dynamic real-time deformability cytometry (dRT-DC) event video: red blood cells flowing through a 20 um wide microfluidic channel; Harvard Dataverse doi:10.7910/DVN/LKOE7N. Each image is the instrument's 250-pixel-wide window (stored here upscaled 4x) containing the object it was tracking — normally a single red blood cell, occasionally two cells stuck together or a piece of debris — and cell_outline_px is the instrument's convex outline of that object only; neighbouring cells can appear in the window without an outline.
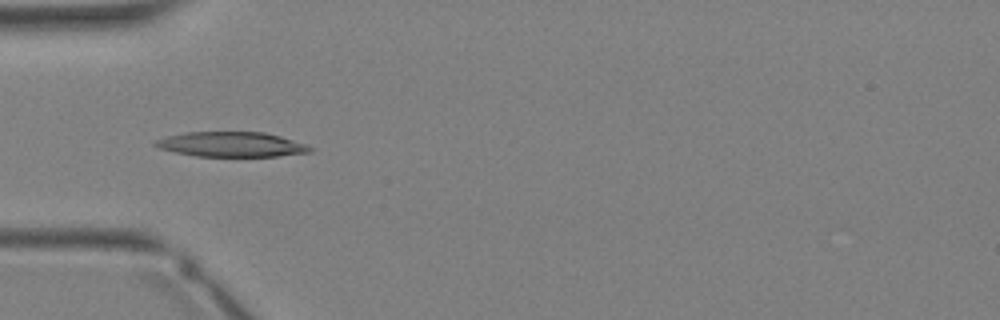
{"species": "Egyptian fruit bat (a non-hibernating species)", "species_latin": "Rousettus aegyptiacus", "temperature_condition": "warm", "stored_images_in_passage": 26, "camera_frame_rate_fps": 3000, "um_per_image_px": 0.085, "animal": {"sex": "female"}, "frame": {"image": 1, "passage_image": 5, "time_ms": 1.333, "image_size_px": [1000, 320], "cell_outline_px": [[316, 148], [312, 152], [280, 156], [196, 156], [176, 152], [160, 148], [152, 144], [156, 140], [168, 136], [184, 132], [264, 132], [280, 136]], "centroid_in_image_um": [19.7, 12.27], "position_along_channel_um": 65.3, "area_um2": 22.37}}
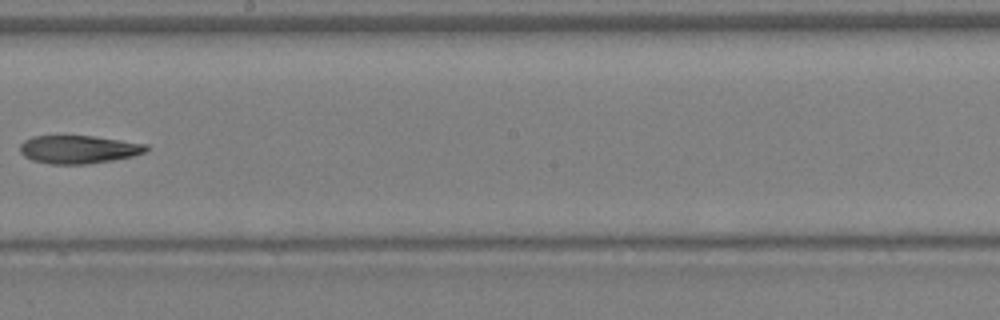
{"frame": {"image": 2, "passage_image": 14, "time_ms": 4.333, "image_size_px": [1000, 320], "cell_outline_px": [[148, 148], [144, 152], [132, 156], [112, 160], [84, 164], [52, 164], [32, 160], [24, 156], [20, 152], [20, 144], [24, 140], [32, 136], [92, 136], [148, 144]], "centroid_in_image_um": [6.65, 12.69], "position_along_channel_um": 241.6, "area_um2": 20.52}}
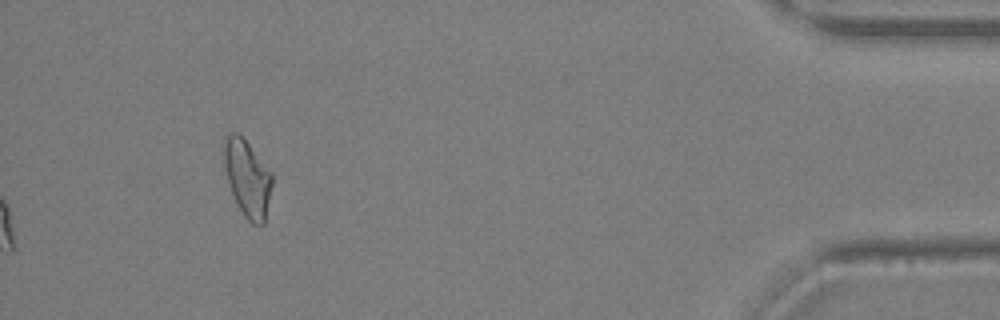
{"frame": {"image": 3, "passage_image": 26, "time_ms": 8.333, "image_size_px": [1000, 320], "cell_outline_px": [[272, 184], [264, 224], [252, 224], [244, 216], [232, 192], [228, 180], [224, 164], [220, 144], [224, 136], [232, 132], [236, 132], [248, 144], [272, 172]], "centroid_in_image_um": [21.0, 15.09], "position_along_channel_um": 414.2, "area_um2": 21.44}}